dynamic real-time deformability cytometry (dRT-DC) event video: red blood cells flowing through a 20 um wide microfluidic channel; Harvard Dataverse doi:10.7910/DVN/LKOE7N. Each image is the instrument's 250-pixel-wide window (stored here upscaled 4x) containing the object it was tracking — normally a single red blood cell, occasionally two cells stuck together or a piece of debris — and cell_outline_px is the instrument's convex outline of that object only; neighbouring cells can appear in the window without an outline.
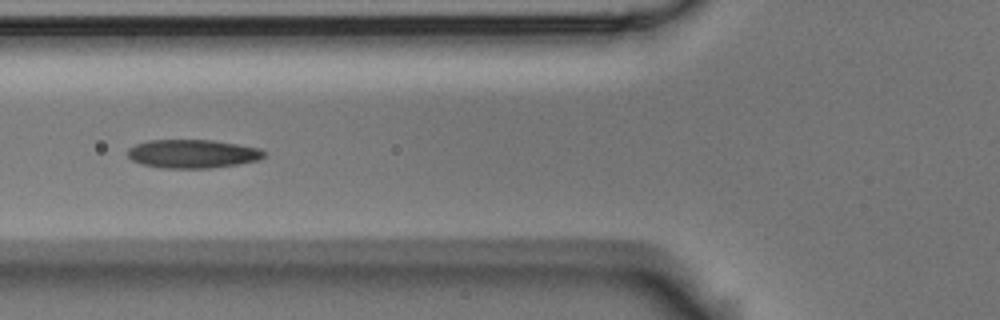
{"species": "Egyptian fruit bat (a non-hibernating species)", "species_latin": "Rousettus aegyptiacus", "temperature_condition": "room temperature", "stored_images_in_passage": 9, "camera_frame_rate_fps": 3000, "um_per_image_px": 0.085, "animal": {"sex": "male"}, "frame": {"image": 1, "passage_image": 6, "time_ms": 1.667, "image_size_px": [1000, 320], "cell_outline_px": [[264, 156], [260, 160], [212, 168], [160, 168], [144, 164], [132, 160], [128, 156], [128, 148], [136, 144], [148, 140], [212, 140], [260, 148], [264, 152]], "centroid_in_image_um": [16.36, 13.07], "position_along_channel_um": 109.4, "area_um2": 22.6}}
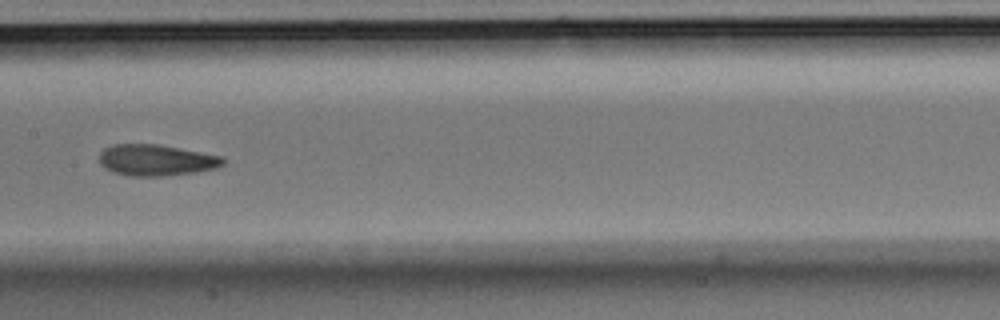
{"frame": {"image": 2, "passage_image": 8, "time_ms": 2.333, "image_size_px": [1000, 320], "cell_outline_px": [[224, 164], [216, 168], [196, 172], [164, 176], [128, 176], [112, 172], [104, 168], [100, 164], [100, 152], [104, 148], [112, 144], [160, 144], [224, 156]], "centroid_in_image_um": [13.27, 13.61], "position_along_channel_um": 194.1, "area_um2": 22.83}}
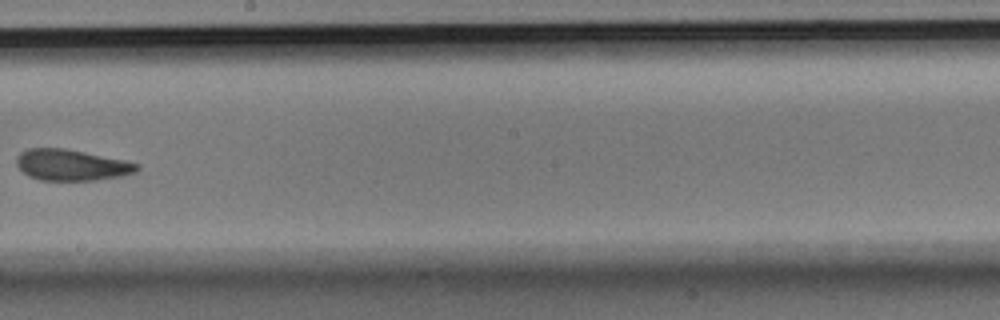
{"frame": {"image": 3, "passage_image": 9, "time_ms": 2.667, "image_size_px": [1000, 320], "cell_outline_px": [[140, 168], [136, 172], [120, 176], [96, 180], [40, 180], [28, 176], [16, 164], [16, 156], [20, 152], [28, 148], [64, 148], [124, 160], [140, 164]], "centroid_in_image_um": [6.06, 14.02], "position_along_channel_um": 242.1, "area_um2": 21.79}}